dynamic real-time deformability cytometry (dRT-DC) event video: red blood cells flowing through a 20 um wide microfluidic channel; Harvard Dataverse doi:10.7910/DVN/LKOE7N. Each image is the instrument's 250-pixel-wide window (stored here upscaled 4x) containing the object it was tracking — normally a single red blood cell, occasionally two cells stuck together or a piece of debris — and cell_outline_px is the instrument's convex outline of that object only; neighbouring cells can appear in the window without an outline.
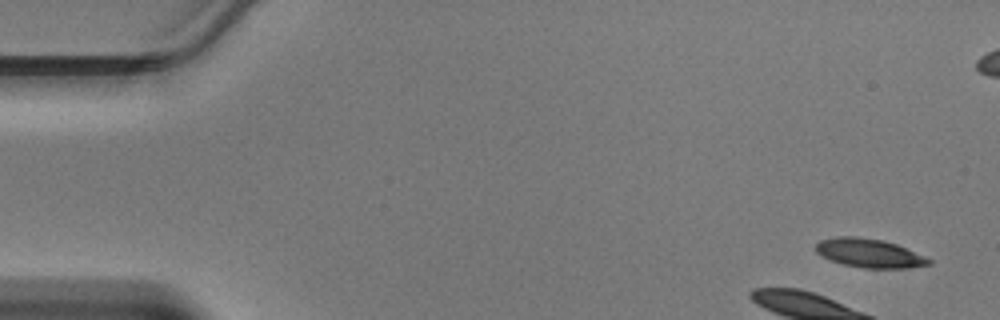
{"species": "Egyptian fruit bat (a non-hibernating species)", "species_latin": "Rousettus aegyptiacus", "temperature_condition": "warm", "stored_images_in_passage": 45, "camera_frame_rate_fps": 3000, "um_per_image_px": 0.085, "animal": {"sex": "male"}, "frame": {"image": 1, "passage_image": 1, "time_ms": 0.0, "image_size_px": [1000, 320], "cell_outline_px": [[932, 264], [908, 268], [864, 268], [844, 264], [828, 260], [820, 256], [816, 252], [816, 244], [820, 240], [836, 236], [856, 236], [884, 240], [896, 244], [924, 256], [932, 260]], "centroid_in_image_um": [73.86, 21.51], "position_along_channel_um": 11.1, "area_um2": 19.07}}